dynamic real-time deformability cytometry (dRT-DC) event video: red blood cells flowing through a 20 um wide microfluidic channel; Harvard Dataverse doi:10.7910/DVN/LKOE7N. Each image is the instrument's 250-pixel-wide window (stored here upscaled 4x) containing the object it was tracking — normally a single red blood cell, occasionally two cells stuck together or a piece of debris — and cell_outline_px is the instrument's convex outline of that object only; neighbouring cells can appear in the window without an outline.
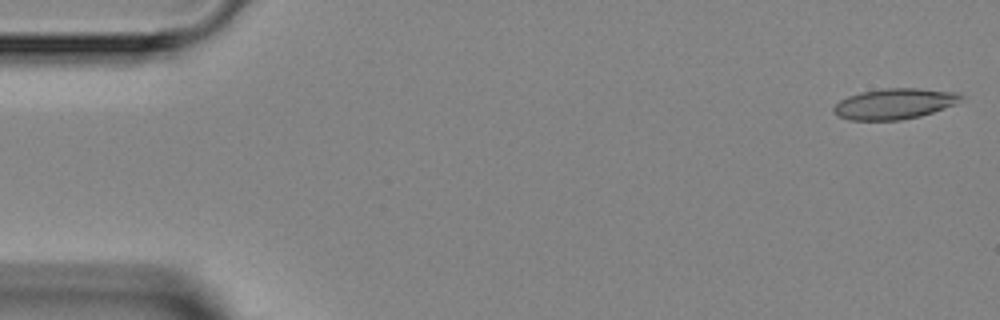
{"species": "Egyptian fruit bat (a non-hibernating species)", "species_latin": "Rousettus aegyptiacus", "temperature_condition": "room temperature", "stored_images_in_passage": 5, "camera_frame_rate_fps": 3000, "um_per_image_px": 0.085, "animal": {"sex": "female"}, "frame": {"image": 1, "passage_image": 1, "time_ms": 0.0, "image_size_px": [1000, 320], "cell_outline_px": [[964, 96], [956, 104], [920, 116], [900, 120], [848, 120], [836, 116], [832, 112], [832, 108], [840, 100], [848, 96], [860, 92], [884, 88], [920, 88], [956, 92]], "centroid_in_image_um": [75.99, 8.82], "position_along_channel_um": 9.0, "area_um2": 22.89}}
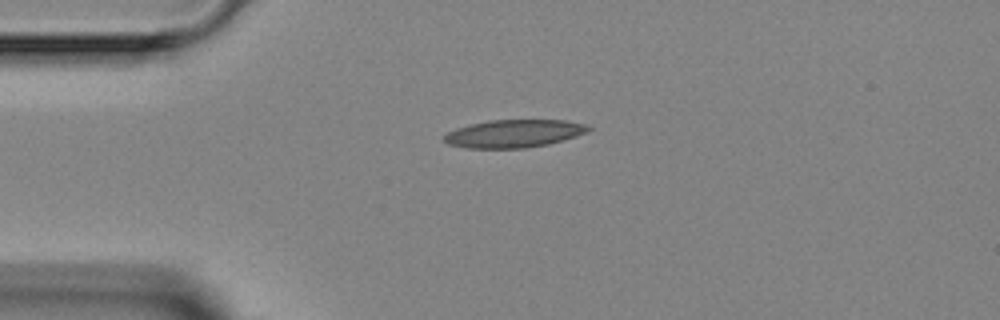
{"frame": {"image": 2, "passage_image": 3, "time_ms": 3.333, "image_size_px": [1000, 320], "cell_outline_px": [[592, 128], [576, 136], [548, 144], [524, 148], [464, 148], [448, 144], [444, 140], [444, 136], [448, 132], [456, 128], [468, 124], [488, 120], [564, 120], [588, 124]], "centroid_in_image_um": [43.66, 11.35], "position_along_channel_um": 41.3, "area_um2": 23.41}}
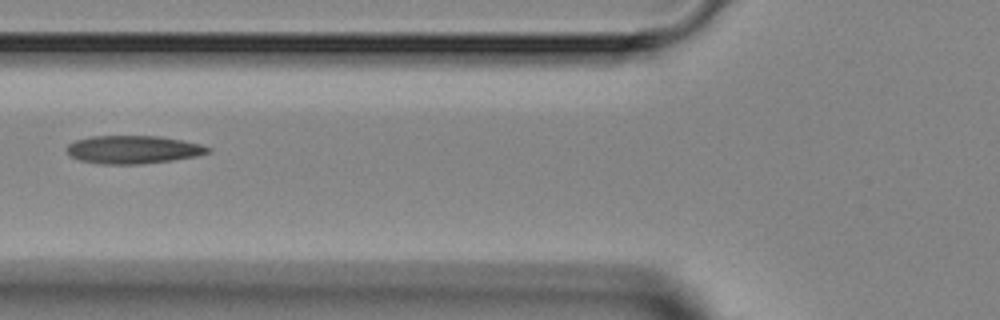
{"frame": {"image": 3, "passage_image": 5, "time_ms": 5.667, "image_size_px": [1000, 320], "cell_outline_px": [[212, 152], [196, 156], [172, 160], [140, 164], [100, 164], [80, 160], [72, 156], [68, 152], [68, 144], [76, 140], [92, 136], [160, 136], [200, 144], [212, 148]], "centroid_in_image_um": [11.35, 12.71], "position_along_channel_um": 114.4, "area_um2": 22.95}}